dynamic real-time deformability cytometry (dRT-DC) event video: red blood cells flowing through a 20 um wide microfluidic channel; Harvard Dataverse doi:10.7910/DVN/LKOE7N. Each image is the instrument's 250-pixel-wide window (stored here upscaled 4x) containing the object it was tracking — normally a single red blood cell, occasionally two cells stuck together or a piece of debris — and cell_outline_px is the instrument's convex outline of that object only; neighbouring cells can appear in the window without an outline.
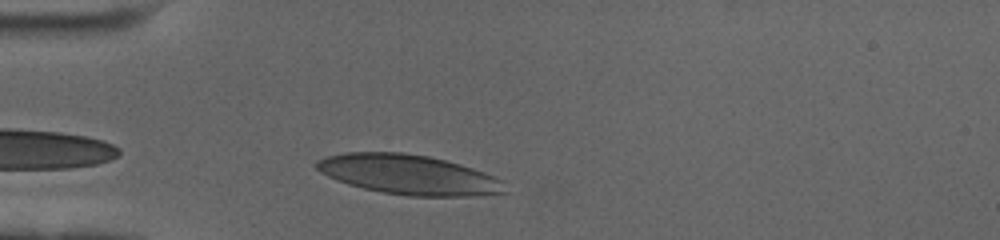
{"species": "human", "species_latin": "Homo sapiens", "temperature_condition": "cold", "stored_images_in_passage": 40, "camera_frame_rate_fps": 3000, "um_per_image_px": 0.085, "donor": {"sex": "female"}, "frame": {"image": 1, "passage_image": 3, "time_ms": 0.667, "image_size_px": [1000, 240], "cell_outline_px": [[508, 192], [472, 196], [408, 196], [380, 192], [348, 184], [336, 180], [320, 172], [316, 168], [316, 160], [324, 156], [344, 152], [404, 152], [428, 156], [460, 164], [484, 172], [500, 180]], "centroid_in_image_um": [34.68, 14.84], "position_along_channel_um": 50.3, "area_um2": 43.64}}
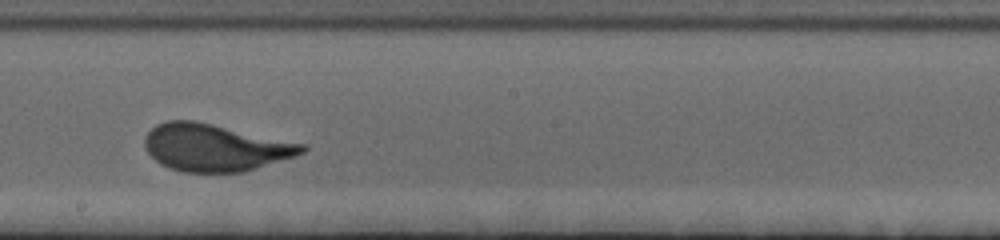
{"frame": {"image": 2, "passage_image": 20, "time_ms": 6.333, "image_size_px": [1000, 240], "cell_outline_px": [[308, 148], [304, 152], [296, 156], [244, 172], [184, 172], [168, 168], [160, 164], [148, 152], [144, 144], [144, 136], [156, 124], [168, 120], [192, 120], [212, 124], [308, 144]], "centroid_in_image_um": [18.3, 12.54], "position_along_channel_um": 229.9, "area_um2": 43.41}}
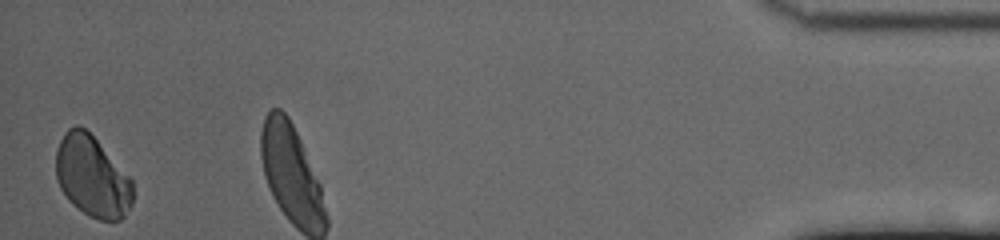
{"frame": {"image": 3, "passage_image": 40, "time_ms": 13.0, "image_size_px": [1000, 240], "cell_outline_px": [[132, 204], [124, 216], [120, 220], [100, 220], [84, 212], [72, 204], [68, 200], [60, 188], [56, 180], [56, 148], [64, 132], [68, 128], [76, 124], [84, 128], [96, 140], [132, 180]], "centroid_in_image_um": [7.8, 15.0], "position_along_channel_um": 427.4, "area_um2": 35.95}, "authors_computed_cell_mechanics": {"area_um2": 42.2518, "velocity_mm_per_s": 3.4507, "shape_relaxation_time_tau1_ms": 4.5862, "shape_relaxation_time_tau2_ms": null, "deformation_change_tau1": 0.1836, "deformation_change_tau2": null}}